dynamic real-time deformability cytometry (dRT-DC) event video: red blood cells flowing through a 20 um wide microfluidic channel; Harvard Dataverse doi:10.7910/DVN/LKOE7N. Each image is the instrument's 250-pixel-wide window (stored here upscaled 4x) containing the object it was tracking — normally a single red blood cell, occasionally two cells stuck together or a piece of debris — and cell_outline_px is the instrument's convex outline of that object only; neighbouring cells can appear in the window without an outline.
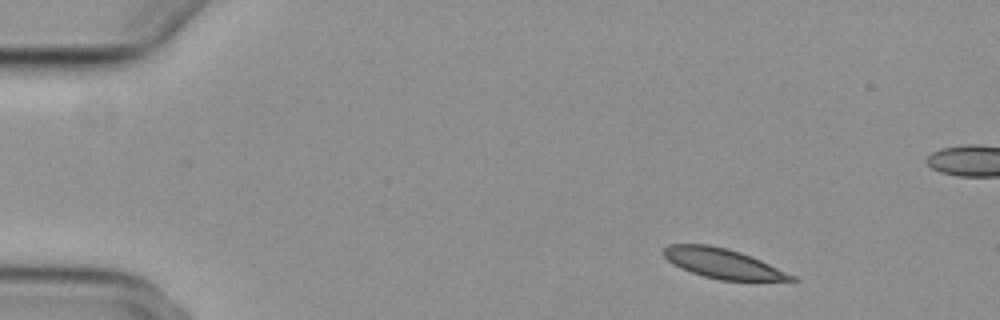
{"species": "common noctule bat (a hibernating species)", "species_latin": "Nyctalus noctula", "temperature_condition": "cold", "stored_images_in_passage": 6, "segment_of_instrument_passage": [1, 2], "camera_frame_rate_fps": 3000, "um_per_image_px": 0.085, "animal": {"sex": "female", "body_mass_g": 29.2, "forearm_length_mm": 56.3}, "frame": {"image": 1, "passage_image": 1, "time_ms": 0.0, "image_size_px": [1000, 320], "cell_outline_px": [[800, 280], [720, 280], [704, 276], [680, 268], [672, 264], [660, 252], [668, 244], [708, 244], [728, 248], [752, 256], [796, 276]], "centroid_in_image_um": [61.4, 22.38], "position_along_channel_um": 23.6, "area_um2": 22.2}}
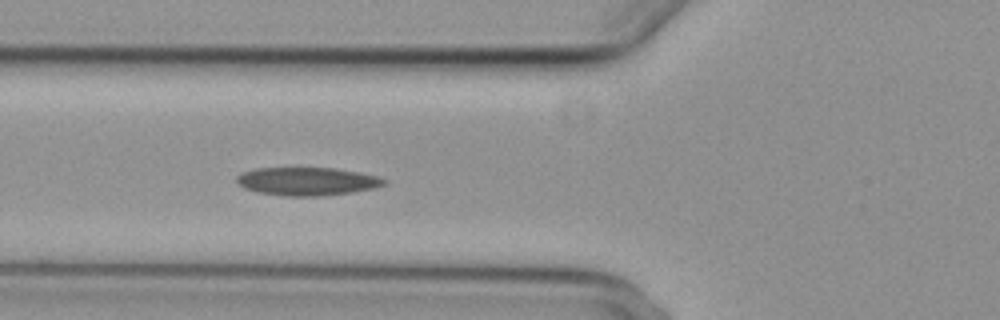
{"frame": {"image": 2, "passage_image": 5, "time_ms": 4.667, "image_size_px": [1000, 320], "cell_outline_px": [[388, 184], [376, 188], [352, 192], [324, 196], [284, 196], [256, 192], [244, 188], [236, 180], [236, 176], [240, 172], [256, 168], [336, 168], [360, 172], [376, 176], [388, 180]], "centroid_in_image_um": [26.13, 15.41], "position_along_channel_um": 99.7, "area_um2": 24.51}}